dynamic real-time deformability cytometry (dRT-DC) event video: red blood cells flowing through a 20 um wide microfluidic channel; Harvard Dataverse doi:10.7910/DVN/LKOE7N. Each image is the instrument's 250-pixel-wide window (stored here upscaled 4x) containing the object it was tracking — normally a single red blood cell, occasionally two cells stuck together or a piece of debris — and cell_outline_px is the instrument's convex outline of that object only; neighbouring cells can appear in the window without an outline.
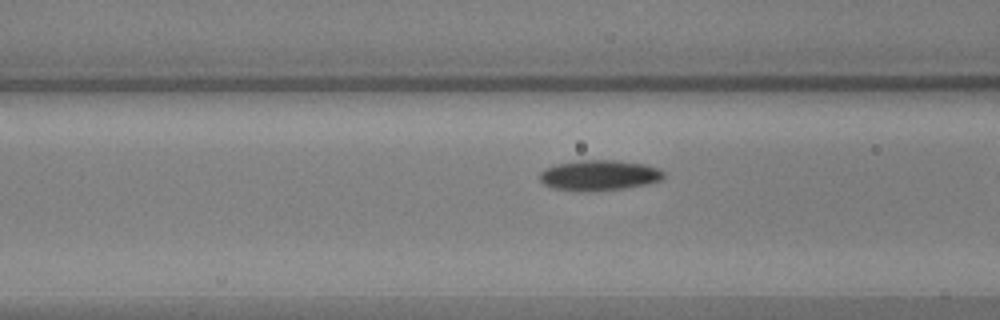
{"species": "common noctule bat (a hibernating species)", "species_latin": "Nyctalus noctula", "temperature_condition": "warm", "stored_images_in_passage": 21, "camera_frame_rate_fps": 3000, "um_per_image_px": 0.085, "animal": {"sex": "male", "body_mass_g": 17.9, "forearm_length_mm": 54.2}, "frame": {"image": 1, "passage_image": 18, "time_ms": 5.667, "image_size_px": [1000, 320], "cell_outline_px": [[664, 176], [660, 180], [648, 184], [624, 188], [552, 188], [544, 184], [540, 180], [540, 172], [544, 168], [556, 164], [580, 160], [616, 160], [644, 164], [660, 168], [664, 172]], "centroid_in_image_um": [50.97, 14.84], "position_along_channel_um": 115.6, "area_um2": 21.1}}